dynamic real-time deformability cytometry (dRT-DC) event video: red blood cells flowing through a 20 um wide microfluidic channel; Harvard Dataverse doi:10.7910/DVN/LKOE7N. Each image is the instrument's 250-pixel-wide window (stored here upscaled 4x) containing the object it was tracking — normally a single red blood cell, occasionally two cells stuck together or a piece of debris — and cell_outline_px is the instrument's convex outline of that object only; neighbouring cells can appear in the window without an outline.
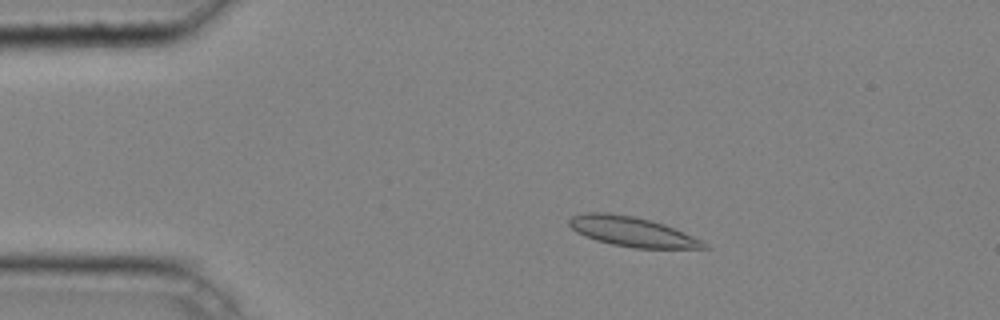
{"species": "common noctule bat (a hibernating species)", "species_latin": "Nyctalus noctula", "temperature_condition": "cold", "stored_images_in_passage": 44, "camera_frame_rate_fps": 3000, "um_per_image_px": 0.085, "animal": {"sex": "male", "body_mass_g": 20.4}, "frame": {"image": 1, "passage_image": 8, "time_ms": 2.333, "image_size_px": [1000, 320], "cell_outline_px": [[712, 248], [632, 248], [612, 244], [596, 240], [584, 236], [576, 232], [568, 224], [568, 220], [572, 216], [588, 212], [608, 212], [632, 216], [664, 224], [704, 240]], "centroid_in_image_um": [53.75, 19.69], "position_along_channel_um": 31.3, "area_um2": 23.41}}
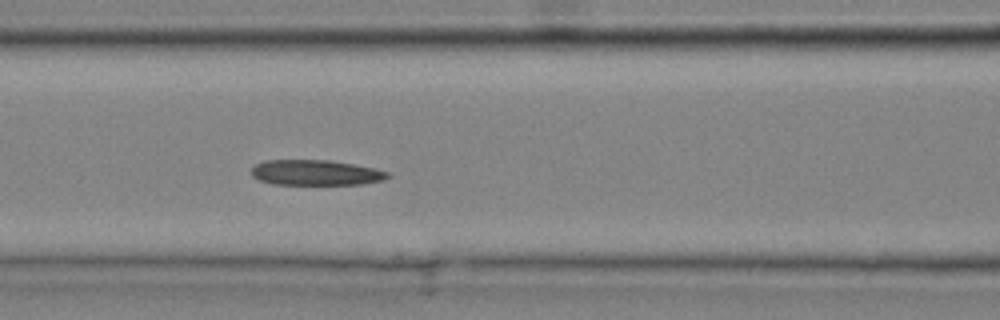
{"frame": {"image": 2, "passage_image": 19, "time_ms": 6.0, "image_size_px": [1000, 320], "cell_outline_px": [[392, 176], [384, 180], [364, 184], [272, 184], [260, 180], [252, 176], [252, 168], [256, 164], [264, 160], [328, 160], [352, 164], [372, 168], [388, 172]], "centroid_in_image_um": [26.84, 14.68], "position_along_channel_um": 139.8, "area_um2": 20.06}}
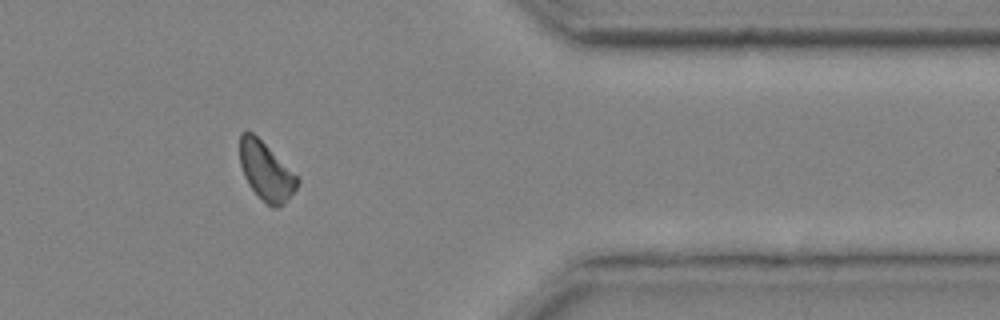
{"frame": {"image": 3, "passage_image": 38, "time_ms": 12.333, "image_size_px": [1000, 320], "cell_outline_px": [[300, 184], [288, 200], [284, 204], [276, 208], [272, 208], [248, 184], [244, 176], [240, 164], [240, 132], [248, 128], [300, 176]], "centroid_in_image_um": [22.65, 14.52], "position_along_channel_um": 388.8, "area_um2": 19.88}}